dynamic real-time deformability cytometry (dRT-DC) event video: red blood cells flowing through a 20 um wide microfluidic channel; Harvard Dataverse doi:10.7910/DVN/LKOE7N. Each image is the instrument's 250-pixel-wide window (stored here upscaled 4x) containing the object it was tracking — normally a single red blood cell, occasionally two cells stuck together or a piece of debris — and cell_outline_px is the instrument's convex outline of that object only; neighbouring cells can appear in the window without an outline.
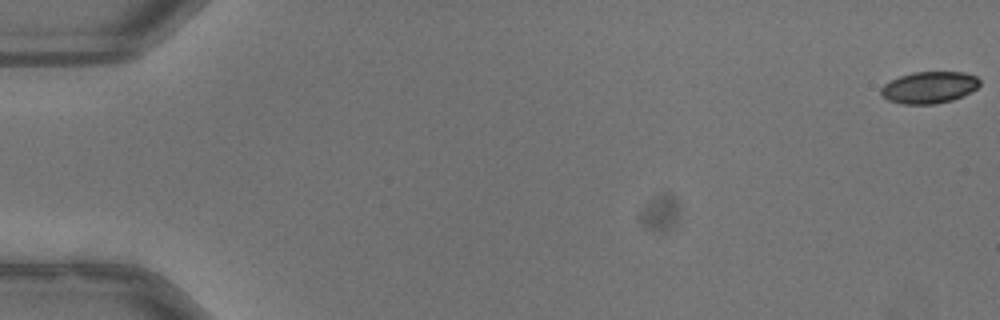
{"species": "common noctule bat (a hibernating species)", "species_latin": "Nyctalus noctula", "temperature_condition": "warm", "stored_images_in_passage": 53, "camera_frame_rate_fps": 3000, "um_per_image_px": 0.085, "animal": {"sex": "male", "body_mass_g": 13.3}, "frame": {"image": 1, "passage_image": 1, "time_ms": 0.0, "image_size_px": [1000, 320], "cell_outline_px": [[980, 84], [972, 92], [964, 96], [952, 100], [936, 104], [900, 104], [888, 100], [880, 92], [880, 88], [884, 84], [900, 76], [912, 72], [964, 72], [976, 76], [980, 80]], "centroid_in_image_um": [79.0, 7.43], "position_along_channel_um": 6.0, "area_um2": 18.38}}
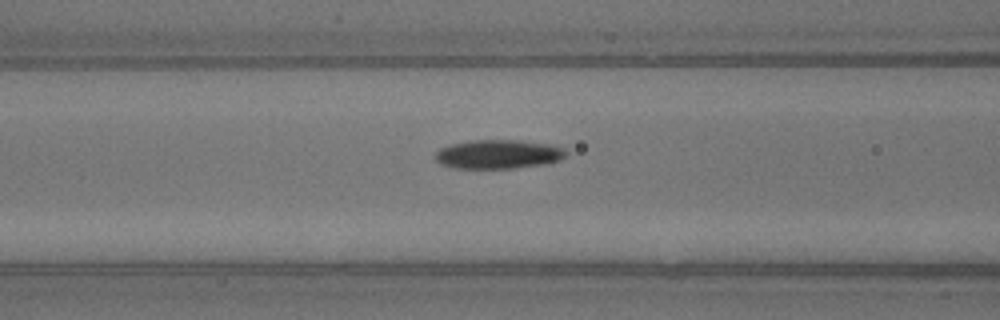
{"frame": {"image": 2, "passage_image": 23, "time_ms": 7.333, "image_size_px": [1000, 320], "cell_outline_px": [[568, 152], [560, 160], [548, 164], [512, 168], [456, 168], [440, 164], [436, 160], [436, 152], [440, 148], [448, 144], [472, 140], [520, 140], [556, 144], [564, 148]], "centroid_in_image_um": [42.4, 13.09], "position_along_channel_um": 124.2, "area_um2": 22.43}}
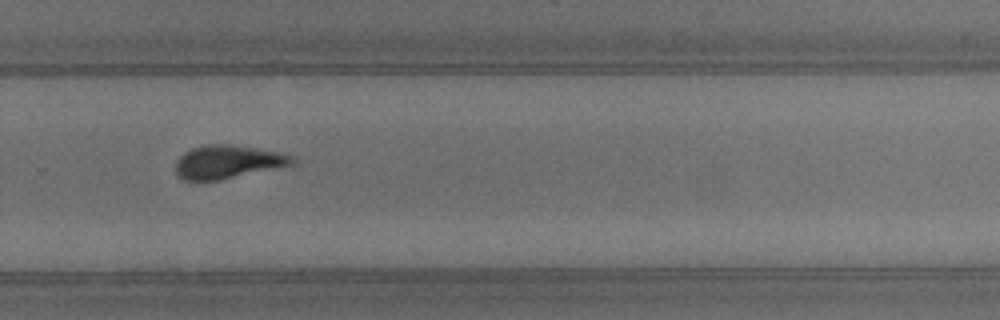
{"frame": {"image": 3, "passage_image": 37, "time_ms": 12.0, "image_size_px": [1000, 320], "cell_outline_px": [[296, 164], [220, 180], [184, 180], [176, 172], [176, 160], [184, 152], [192, 148], [208, 144], [228, 144], [280, 152], [296, 156]], "centroid_in_image_um": [19.4, 13.75], "position_along_channel_um": 310.4, "area_um2": 22.66}, "authors_computed_cell_mechanics": {"area_um2": 21.675, "velocity_mm_per_s": 3.9953, "shape_relaxation_time_tau1_ms": 4.6034, "shape_relaxation_time_tau2_ms": 4.2867, "deformation_change_tau1": 0.1214, "deformation_change_tau2": 0.1524}}